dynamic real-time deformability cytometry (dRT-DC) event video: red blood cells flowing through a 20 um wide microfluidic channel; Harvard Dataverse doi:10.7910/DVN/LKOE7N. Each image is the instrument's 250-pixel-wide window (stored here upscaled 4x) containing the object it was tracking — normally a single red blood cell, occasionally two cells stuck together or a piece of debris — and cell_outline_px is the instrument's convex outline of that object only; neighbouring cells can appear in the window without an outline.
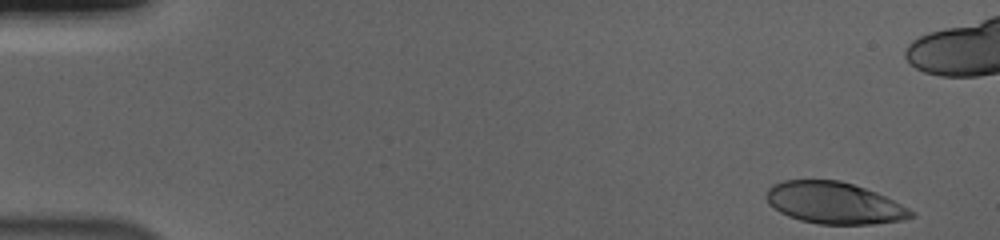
{"species": "human", "species_latin": "Homo sapiens", "temperature_condition": "cold", "stored_images_in_passage": 54, "camera_frame_rate_fps": 3000, "um_per_image_px": 0.085, "donor": {"sex": "male"}, "frame": {"image": 1, "passage_image": 1, "time_ms": 0.0, "image_size_px": [1000, 240], "cell_outline_px": [[916, 216], [904, 220], [872, 224], [820, 224], [800, 220], [788, 216], [780, 212], [768, 204], [764, 196], [768, 188], [772, 184], [784, 180], [840, 180], [876, 192], [916, 212]], "centroid_in_image_um": [70.88, 17.25], "position_along_channel_um": 14.1, "area_um2": 35.26}}
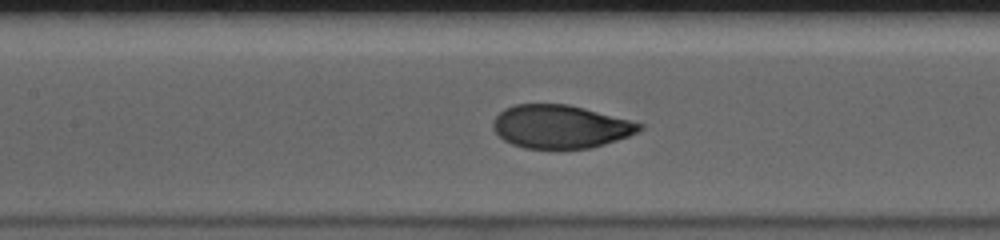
{"frame": {"image": 2, "passage_image": 24, "time_ms": 7.667, "image_size_px": [1000, 240], "cell_outline_px": [[644, 128], [640, 132], [592, 148], [524, 148], [512, 144], [504, 140], [492, 128], [492, 120], [504, 108], [516, 104], [568, 104], [584, 108], [644, 124]], "centroid_in_image_um": [47.63, 10.76], "position_along_channel_um": 159.8, "area_um2": 36.82}}
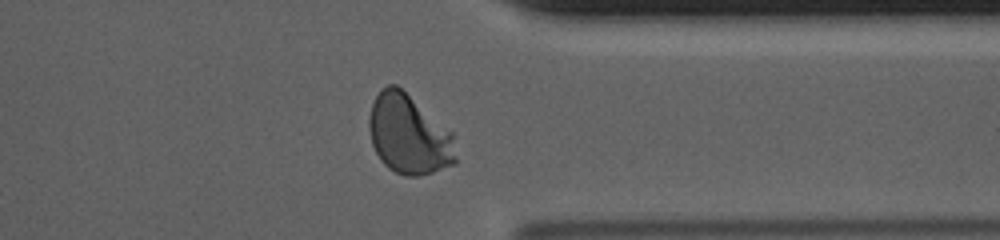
{"frame": {"image": 3, "passage_image": 42, "time_ms": 13.667, "image_size_px": [1000, 240], "cell_outline_px": [[456, 164], [420, 176], [404, 176], [388, 168], [380, 160], [372, 144], [368, 128], [368, 120], [372, 104], [380, 88], [388, 84], [396, 84], [452, 132], [456, 156]], "centroid_in_image_um": [34.73, 11.45], "position_along_channel_um": 376.7, "area_um2": 40.17}, "authors_computed_cell_mechanics": {"area_um2": 37.7145, "velocity_mm_per_s": 3.6622, "shape_relaxation_time_tau1_ms": 2.8242, "shape_relaxation_time_tau2_ms": null, "deformation_change_tau1": 0.1493, "deformation_change_tau2": null}}